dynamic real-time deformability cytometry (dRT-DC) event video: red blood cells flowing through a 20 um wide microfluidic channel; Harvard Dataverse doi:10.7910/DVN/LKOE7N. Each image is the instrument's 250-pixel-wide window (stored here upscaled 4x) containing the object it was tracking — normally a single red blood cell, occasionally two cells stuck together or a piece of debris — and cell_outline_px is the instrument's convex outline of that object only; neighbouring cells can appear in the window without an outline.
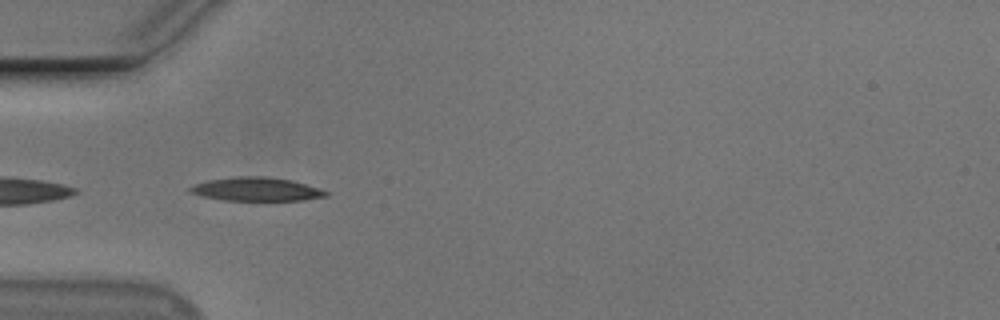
{"species": "Egyptian fruit bat (a non-hibernating species)", "species_latin": "Rousettus aegyptiacus", "temperature_condition": "cold", "stored_images_in_passage": 5, "camera_frame_rate_fps": 3000, "um_per_image_px": 0.085, "animal": {"sex": "male"}, "frame": {"image": 1, "passage_image": 4, "time_ms": 3.667, "image_size_px": [1000, 320], "cell_outline_px": [[328, 196], [304, 200], [224, 200], [200, 196], [188, 192], [188, 188], [196, 184], [208, 180], [236, 176], [260, 176], [292, 180], [328, 192]], "centroid_in_image_um": [21.74, 16.08], "position_along_channel_um": 63.3, "area_um2": 18.5}}